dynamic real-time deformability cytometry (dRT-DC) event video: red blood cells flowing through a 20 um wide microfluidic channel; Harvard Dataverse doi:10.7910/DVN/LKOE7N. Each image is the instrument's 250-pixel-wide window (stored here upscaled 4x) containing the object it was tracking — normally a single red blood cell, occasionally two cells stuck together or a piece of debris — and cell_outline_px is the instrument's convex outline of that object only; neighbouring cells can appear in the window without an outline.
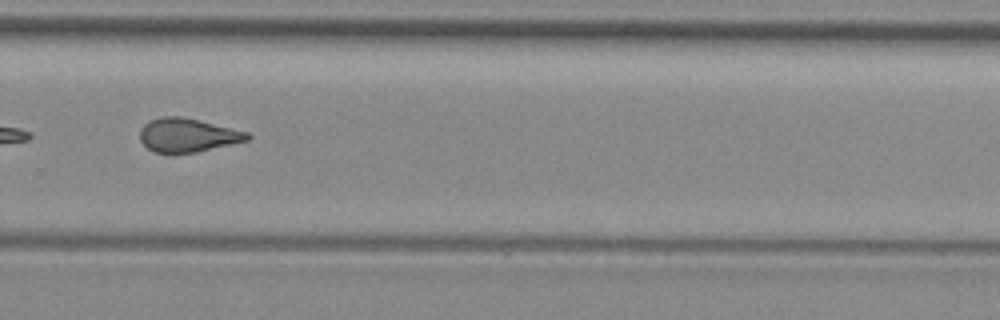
{"species": "common noctule bat (a hibernating species)", "species_latin": "Nyctalus noctula", "temperature_condition": "room temperature", "stored_images_in_passage": 47, "camera_frame_rate_fps": 3000, "um_per_image_px": 0.085, "animal": {"sex": "female", "body_mass_g": 29.2, "forearm_length_mm": 56.3}, "frame": {"image": 1, "passage_image": 34, "time_ms": 11.0, "image_size_px": [1000, 320], "cell_outline_px": [[252, 136], [248, 140], [196, 152], [156, 152], [148, 148], [140, 140], [140, 128], [148, 120], [160, 116], [180, 116], [200, 120], [248, 132]], "centroid_in_image_um": [15.93, 11.46], "position_along_channel_um": 313.9, "area_um2": 20.98}, "authors_computed_cell_mechanics": {"area_um2": 21.6172, "velocity_mm_per_s": 3.9743, "shape_relaxation_time_tau1_ms": null, "shape_relaxation_time_tau2_ms": 2.2557, "deformation_change_tau1": null, "deformation_change_tau2": 0.113}}